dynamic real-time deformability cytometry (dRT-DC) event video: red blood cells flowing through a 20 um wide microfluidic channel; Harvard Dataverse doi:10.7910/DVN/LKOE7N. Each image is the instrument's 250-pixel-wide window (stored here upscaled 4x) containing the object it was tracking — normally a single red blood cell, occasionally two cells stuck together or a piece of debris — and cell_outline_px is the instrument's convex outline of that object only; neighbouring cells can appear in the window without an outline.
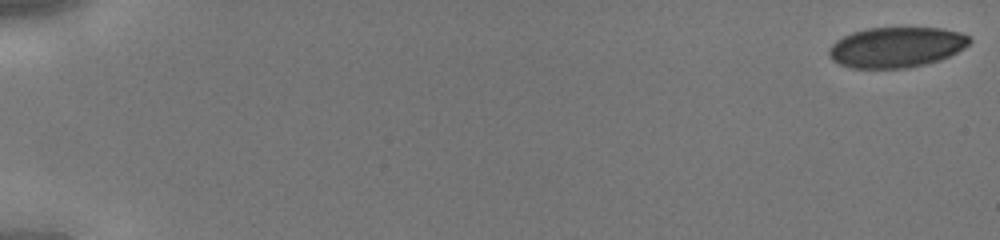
{"species": "human", "species_latin": "Homo sapiens", "temperature_condition": "cold", "stored_images_in_passage": 45, "camera_frame_rate_fps": 3000, "um_per_image_px": 0.085, "donor": {"sex": "male"}, "frame": {"image": 1, "passage_image": 1, "time_ms": 0.0, "image_size_px": [1000, 240], "cell_outline_px": [[972, 40], [964, 48], [940, 60], [908, 68], [852, 68], [840, 64], [832, 60], [828, 52], [828, 48], [836, 40], [852, 32], [868, 28], [944, 28], [960, 32], [968, 36]], "centroid_in_image_um": [76.18, 4.01], "position_along_channel_um": 8.8, "area_um2": 33.06}}
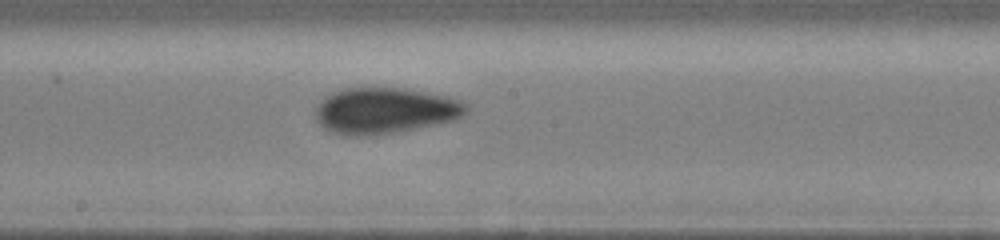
{"frame": {"image": 2, "passage_image": 26, "time_ms": 8.333, "image_size_px": [1000, 240], "cell_outline_px": [[468, 112], [464, 116], [456, 120], [396, 132], [360, 136], [344, 136], [332, 132], [324, 128], [316, 120], [316, 104], [324, 96], [332, 92], [344, 88], [404, 88], [428, 92], [448, 96], [464, 100], [468, 104]], "centroid_in_image_um": [32.74, 9.39], "position_along_channel_um": 215.5, "area_um2": 40.98}}
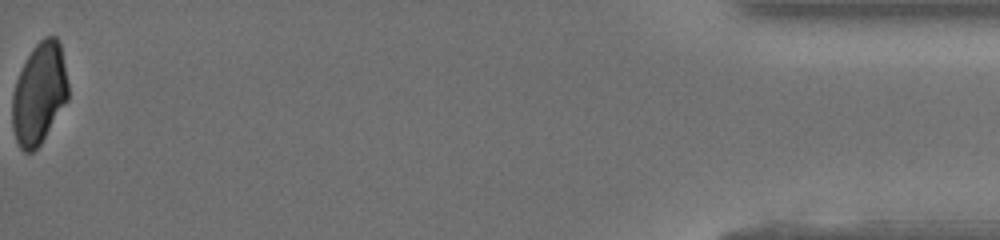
{"frame": {"image": 3, "passage_image": 45, "time_ms": 14.667, "image_size_px": [1000, 240], "cell_outline_px": [[68, 100], [40, 144], [32, 152], [24, 152], [20, 148], [16, 140], [12, 128], [12, 92], [16, 80], [32, 48], [44, 36], [56, 36], [60, 44], [68, 84]], "centroid_in_image_um": [3.32, 7.96], "position_along_channel_um": 431.9, "area_um2": 32.89}}